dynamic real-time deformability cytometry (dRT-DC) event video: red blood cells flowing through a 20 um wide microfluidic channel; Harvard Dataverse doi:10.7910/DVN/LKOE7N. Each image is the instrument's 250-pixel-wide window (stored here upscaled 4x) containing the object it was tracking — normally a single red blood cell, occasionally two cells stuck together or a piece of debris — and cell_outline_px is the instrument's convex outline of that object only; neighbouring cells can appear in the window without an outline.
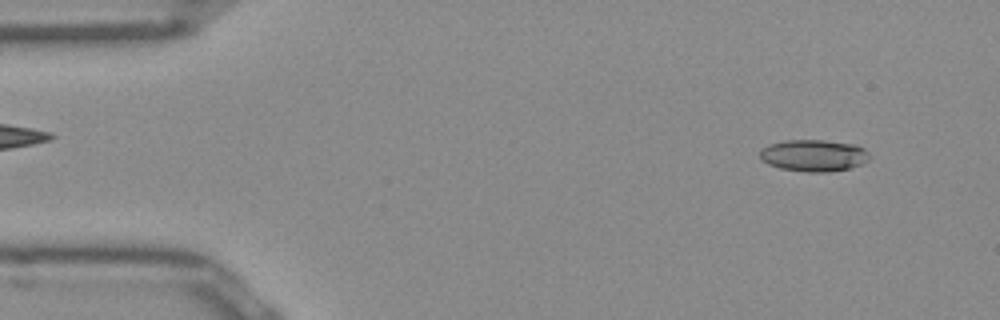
{"species": "Egyptian fruit bat (a non-hibernating species)", "species_latin": "Rousettus aegyptiacus", "temperature_condition": "room temperature", "stored_images_in_passage": 50, "camera_frame_rate_fps": 3000, "um_per_image_px": 0.085, "frame": {"image": 1, "passage_image": 4, "time_ms": 1.0, "image_size_px": [1000, 320], "cell_outline_px": [[872, 156], [868, 160], [852, 168], [828, 172], [808, 172], [780, 168], [768, 164], [760, 160], [760, 152], [768, 144], [784, 140], [824, 140], [856, 144], [864, 148]], "centroid_in_image_um": [69.19, 13.21], "position_along_channel_um": 15.8, "area_um2": 20.52}}
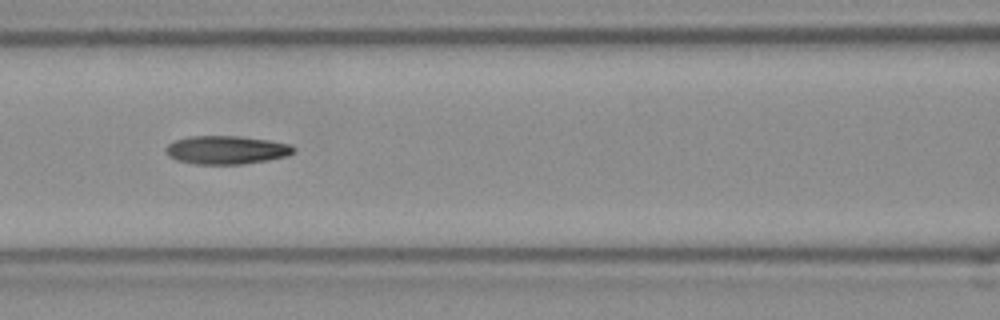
{"frame": {"image": 2, "passage_image": 21, "time_ms": 6.667, "image_size_px": [1000, 320], "cell_outline_px": [[296, 148], [288, 156], [268, 160], [244, 164], [196, 164], [176, 160], [168, 156], [164, 148], [168, 144], [176, 140], [188, 136], [240, 136], [268, 140], [288, 144]], "centroid_in_image_um": [19.22, 12.75], "position_along_channel_um": 147.4, "area_um2": 21.15}}
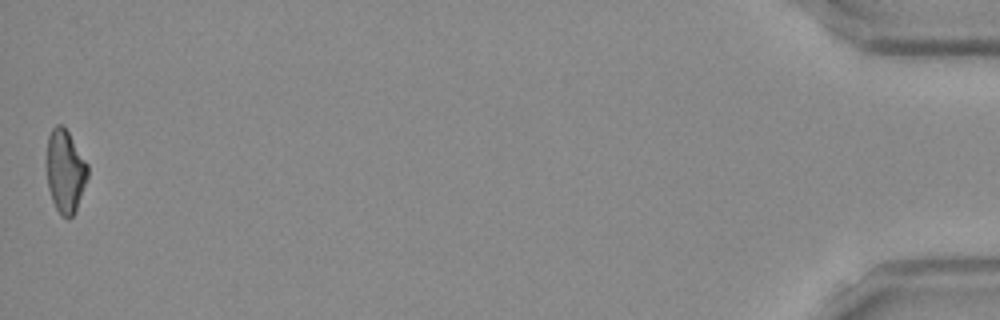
{"frame": {"image": 3, "passage_image": 50, "time_ms": 16.333, "image_size_px": [1000, 320], "cell_outline_px": [[88, 176], [76, 212], [72, 216], [60, 216], [52, 200], [48, 188], [48, 136], [52, 128], [56, 124], [64, 124], [88, 164]], "centroid_in_image_um": [5.57, 14.54], "position_along_channel_um": 429.6, "area_um2": 19.77}, "authors_computed_cell_mechanics": {"area_um2": 20.5479, "velocity_mm_per_s": 3.973, "shape_relaxation_time_tau1_ms": 10.7606, "shape_relaxation_time_tau2_ms": 8.7768, "deformation_change_tau1": 0.2568, "deformation_change_tau2": 0.2023}}